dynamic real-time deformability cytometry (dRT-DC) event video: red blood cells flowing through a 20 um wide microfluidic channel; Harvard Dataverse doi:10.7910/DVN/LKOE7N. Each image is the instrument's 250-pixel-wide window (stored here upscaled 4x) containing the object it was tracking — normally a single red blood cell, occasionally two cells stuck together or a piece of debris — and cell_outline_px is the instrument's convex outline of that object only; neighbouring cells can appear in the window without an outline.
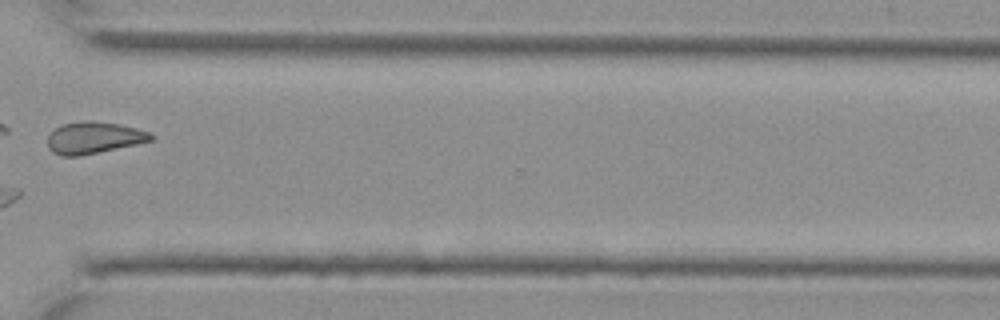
{"species": "Egyptian fruit bat (a non-hibernating species)", "species_latin": "Rousettus aegyptiacus", "temperature_condition": "cold", "stored_images_in_passage": 29, "camera_frame_rate_fps": 3000, "um_per_image_px": 0.085, "animal": {"sex": "female"}, "frame": {"image": 1, "passage_image": 21, "time_ms": 6.667, "image_size_px": [1000, 320], "cell_outline_px": [[156, 136], [152, 140], [136, 144], [80, 156], [60, 156], [52, 152], [48, 148], [48, 132], [60, 124], [84, 120], [92, 120], [120, 124], [136, 128], [148, 132]], "centroid_in_image_um": [7.92, 11.69], "position_along_channel_um": 362.7, "area_um2": 19.42}}